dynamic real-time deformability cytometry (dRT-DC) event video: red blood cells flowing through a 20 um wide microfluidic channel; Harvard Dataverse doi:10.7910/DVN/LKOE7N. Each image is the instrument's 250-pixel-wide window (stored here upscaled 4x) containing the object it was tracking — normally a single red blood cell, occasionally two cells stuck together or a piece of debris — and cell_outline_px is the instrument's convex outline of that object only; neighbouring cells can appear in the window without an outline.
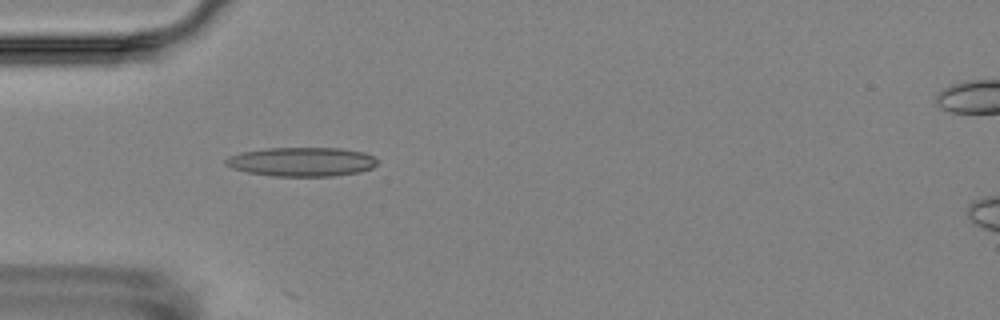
{"species": "Egyptian fruit bat (a non-hibernating species)", "species_latin": "Rousettus aegyptiacus", "temperature_condition": "room temperature", "stored_images_in_passage": 5, "camera_frame_rate_fps": 3000, "um_per_image_px": 0.085, "animal": {"sex": "female"}, "frame": {"image": 1, "passage_image": 4, "time_ms": 3.333, "image_size_px": [1000, 320], "cell_outline_px": [[380, 160], [372, 168], [360, 172], [332, 176], [272, 176], [248, 172], [232, 168], [224, 164], [224, 160], [228, 156], [240, 152], [268, 148], [340, 148], [364, 152]], "centroid_in_image_um": [25.64, 13.75], "position_along_channel_um": 59.4, "area_um2": 25.84}}